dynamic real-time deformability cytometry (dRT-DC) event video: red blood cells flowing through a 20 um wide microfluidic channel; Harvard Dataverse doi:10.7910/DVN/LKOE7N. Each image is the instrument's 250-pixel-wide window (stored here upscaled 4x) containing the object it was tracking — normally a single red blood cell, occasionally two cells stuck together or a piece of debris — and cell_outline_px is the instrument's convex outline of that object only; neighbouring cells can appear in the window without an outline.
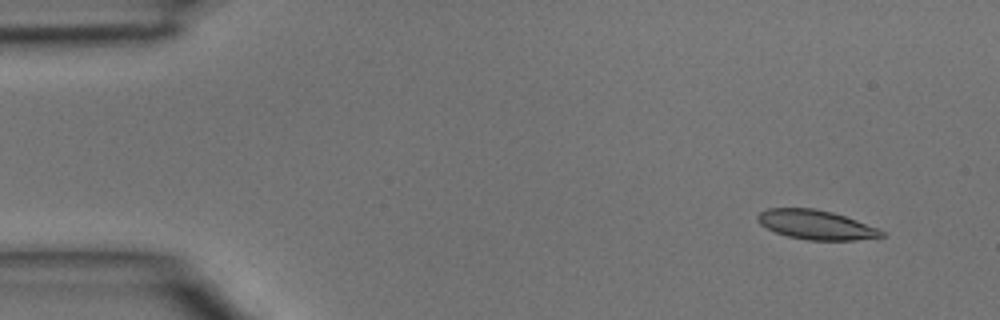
{"species": "common noctule bat (a hibernating species)", "species_latin": "Nyctalus noctula", "temperature_condition": "room temperature", "stored_images_in_passage": 4, "camera_frame_rate_fps": 3000, "um_per_image_px": 0.085, "animal": {"sex": "male", "body_mass_g": 15.6}, "frame": {"image": 1, "passage_image": 1, "time_ms": 0.0, "image_size_px": [1000, 320], "cell_outline_px": [[884, 236], [856, 240], [808, 240], [788, 236], [776, 232], [760, 224], [756, 220], [756, 216], [760, 212], [768, 208], [816, 208], [832, 212], [880, 228], [884, 232]], "centroid_in_image_um": [69.36, 19.1], "position_along_channel_um": 15.6, "area_um2": 21.15}}
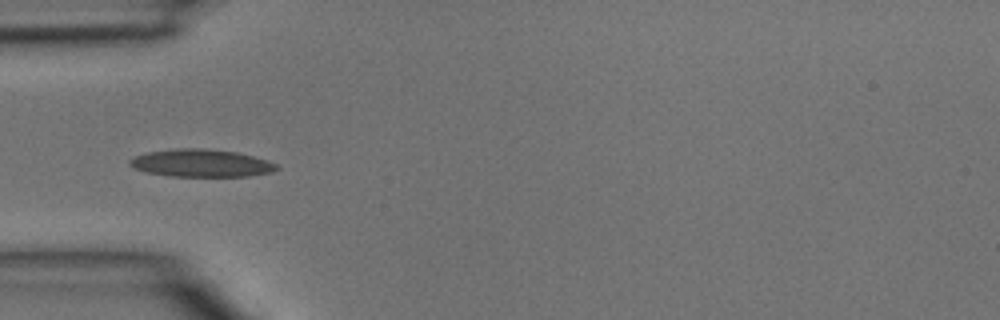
{"frame": {"image": 2, "passage_image": 3, "time_ms": 0.667, "image_size_px": [1000, 320], "cell_outline_px": [[280, 168], [272, 172], [248, 176], [172, 176], [144, 172], [128, 164], [128, 160], [136, 156], [148, 152], [176, 148], [200, 148], [236, 152], [268, 160], [276, 164]], "centroid_in_image_um": [17.1, 13.87], "position_along_channel_um": 67.9, "area_um2": 23.52}}